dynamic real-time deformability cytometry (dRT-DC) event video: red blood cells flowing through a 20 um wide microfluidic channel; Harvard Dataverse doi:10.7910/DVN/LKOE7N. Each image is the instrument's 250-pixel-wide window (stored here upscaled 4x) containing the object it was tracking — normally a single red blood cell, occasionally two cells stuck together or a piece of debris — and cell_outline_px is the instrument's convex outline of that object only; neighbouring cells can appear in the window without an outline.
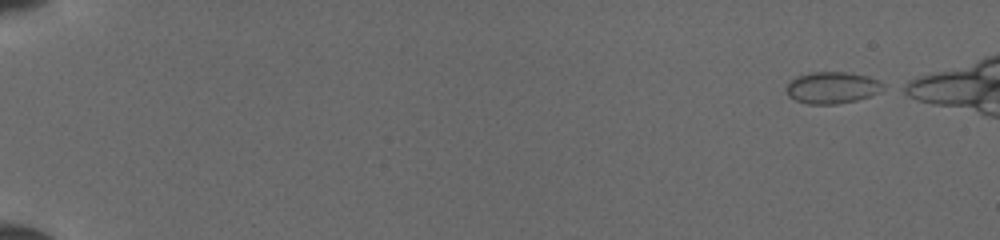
{"species": "common noctule bat (a hibernating species)", "species_latin": "Nyctalus noctula", "temperature_condition": "cold", "stored_images_in_passage": 45, "camera_frame_rate_fps": 3000, "um_per_image_px": 0.085, "animal": {"sex": "female", "body_mass_g": 19.5, "forearm_length_mm": 54.1}, "frame": {"image": 1, "passage_image": 1, "time_ms": 0.0, "image_size_px": [1000, 240], "cell_outline_px": [[888, 88], [880, 92], [856, 100], [836, 104], [808, 104], [796, 100], [788, 96], [784, 88], [796, 76], [812, 72], [844, 72], [868, 76], [884, 84]], "centroid_in_image_um": [70.73, 7.45], "position_along_channel_um": 14.3, "area_um2": 17.92}}
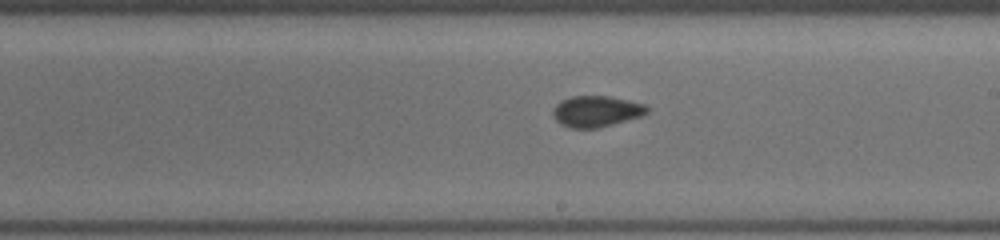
{"frame": {"image": 2, "passage_image": 29, "time_ms": 9.333, "image_size_px": [1000, 240], "cell_outline_px": [[652, 108], [648, 112], [640, 116], [596, 128], [572, 128], [560, 124], [552, 116], [552, 112], [556, 104], [560, 100], [572, 96], [608, 96], [628, 100], [644, 104]], "centroid_in_image_um": [50.66, 9.45], "position_along_channel_um": 238.3, "area_um2": 16.99}}
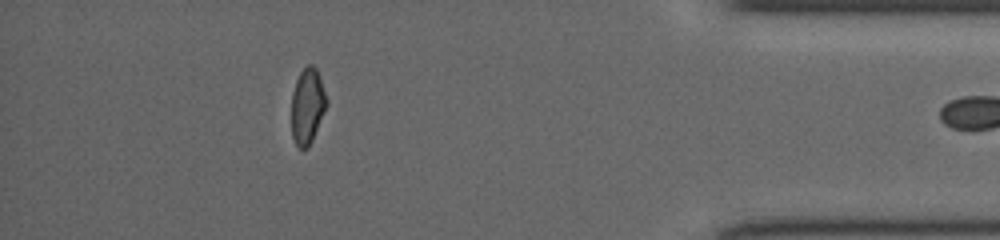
{"frame": {"image": 3, "passage_image": 44, "time_ms": 14.333, "image_size_px": [1000, 240], "cell_outline_px": [[328, 104], [312, 140], [308, 148], [300, 148], [296, 144], [292, 136], [292, 92], [296, 80], [300, 72], [308, 64], [312, 64], [316, 68], [320, 76], [328, 100]], "centroid_in_image_um": [26.15, 8.99], "position_along_channel_um": 409.1, "area_um2": 15.55}}